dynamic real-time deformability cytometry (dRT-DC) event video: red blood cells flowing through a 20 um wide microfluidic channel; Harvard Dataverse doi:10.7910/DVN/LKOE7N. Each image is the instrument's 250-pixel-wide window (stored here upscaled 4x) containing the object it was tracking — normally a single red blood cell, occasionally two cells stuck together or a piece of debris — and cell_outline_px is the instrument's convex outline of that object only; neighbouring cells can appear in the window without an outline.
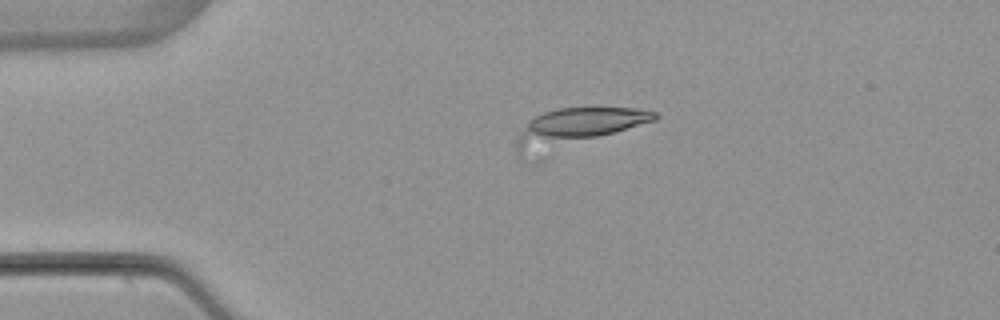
{"species": "common noctule bat (a hibernating species)", "species_latin": "Nyctalus noctula", "temperature_condition": "warm", "stored_images_in_passage": 4, "camera_frame_rate_fps": 3000, "um_per_image_px": 0.085, "animal": {"sex": "female", "body_mass_g": 22.7, "forearm_length_mm": 54.2}, "frame": {"image": 1, "passage_image": 3, "time_ms": 2.667, "image_size_px": [1000, 320], "cell_outline_px": [[660, 116], [656, 120], [528, 160], [524, 160], [516, 152], [516, 140], [528, 120], [544, 112], [556, 108], [636, 108], [656, 112]], "centroid_in_image_um": [48.92, 10.88], "position_along_channel_um": 36.1, "area_um2": 30.69}}